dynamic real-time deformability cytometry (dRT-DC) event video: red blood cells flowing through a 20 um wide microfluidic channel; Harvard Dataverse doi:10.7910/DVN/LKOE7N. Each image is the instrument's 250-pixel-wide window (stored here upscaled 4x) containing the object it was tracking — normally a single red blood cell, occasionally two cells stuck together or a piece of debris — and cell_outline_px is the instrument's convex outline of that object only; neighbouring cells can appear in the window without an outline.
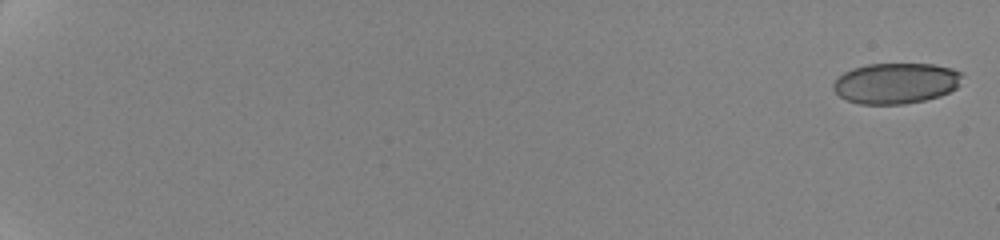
{"species": "human", "species_latin": "Homo sapiens", "temperature_condition": "cold", "stored_images_in_passage": 10, "camera_frame_rate_fps": 3000, "um_per_image_px": 0.085, "donor": {"sex": "female"}, "frame": {"image": 1, "passage_image": 1, "time_ms": 0.0, "image_size_px": [1000, 240], "cell_outline_px": [[964, 76], [960, 84], [956, 88], [940, 96], [924, 100], [904, 104], [860, 104], [848, 100], [840, 96], [832, 88], [832, 84], [844, 72], [852, 68], [868, 64], [932, 64], [952, 68], [960, 72]], "centroid_in_image_um": [76.17, 7.07], "position_along_channel_um": 8.8, "area_um2": 30.63}}
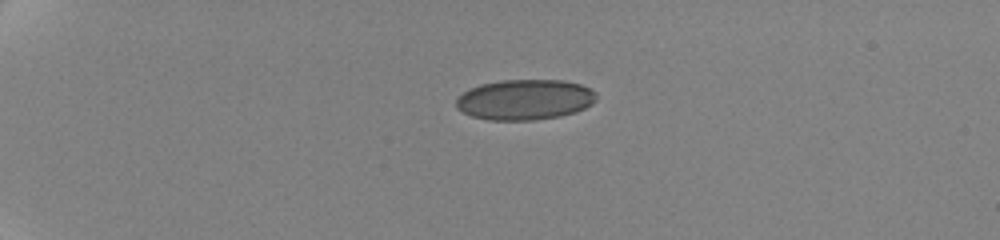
{"frame": {"image": 2, "passage_image": 7, "time_ms": 5.333, "image_size_px": [1000, 240], "cell_outline_px": [[596, 100], [592, 104], [576, 112], [560, 116], [536, 120], [488, 120], [472, 116], [456, 108], [456, 100], [468, 88], [480, 84], [504, 80], [564, 80], [580, 84], [596, 92]], "centroid_in_image_um": [44.62, 8.47], "position_along_channel_um": 40.4, "area_um2": 33.12}}
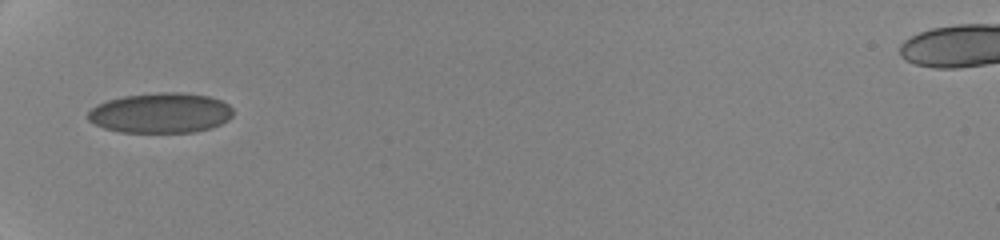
{"frame": {"image": 3, "passage_image": 9, "time_ms": 8.0, "image_size_px": [1000, 240], "cell_outline_px": [[232, 116], [228, 120], [220, 124], [196, 132], [120, 132], [104, 128], [88, 120], [88, 112], [96, 104], [108, 100], [124, 96], [160, 92], [180, 92], [208, 96], [220, 100], [228, 104], [232, 108]], "centroid_in_image_um": [13.65, 9.6], "position_along_channel_um": 71.4, "area_um2": 33.87}}